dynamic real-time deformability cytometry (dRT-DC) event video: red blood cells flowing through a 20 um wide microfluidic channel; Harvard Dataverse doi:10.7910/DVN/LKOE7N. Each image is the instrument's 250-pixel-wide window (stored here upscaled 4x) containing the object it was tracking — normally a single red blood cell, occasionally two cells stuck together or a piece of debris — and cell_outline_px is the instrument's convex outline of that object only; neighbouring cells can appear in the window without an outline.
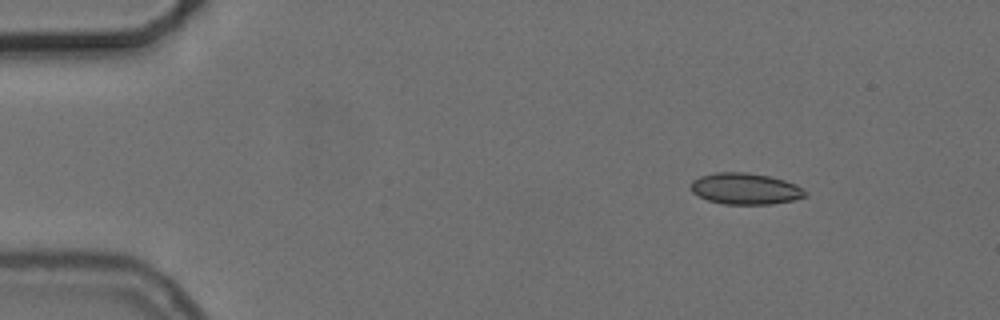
{"species": "common noctule bat (a hibernating species)", "species_latin": "Nyctalus noctula", "temperature_condition": "cold", "stored_images_in_passage": 7, "camera_frame_rate_fps": 3000, "um_per_image_px": 0.085, "animal": {"sex": "female", "body_mass_g": 24.6, "forearm_length_mm": 56.2}, "frame": {"image": 1, "passage_image": 1, "time_ms": 0.0, "image_size_px": [1000, 320], "cell_outline_px": [[808, 196], [796, 200], [772, 204], [724, 204], [708, 200], [692, 192], [692, 180], [700, 176], [716, 172], [744, 172], [768, 176], [784, 180], [796, 184], [808, 192]], "centroid_in_image_um": [63.4, 16.05], "position_along_channel_um": 21.6, "area_um2": 20.92}}
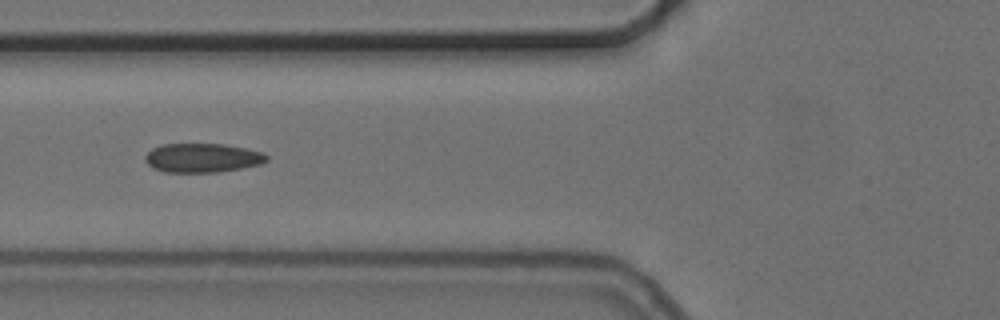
{"frame": {"image": 2, "passage_image": 5, "time_ms": 4.667, "image_size_px": [1000, 320], "cell_outline_px": [[268, 160], [260, 164], [240, 168], [216, 172], [164, 172], [152, 168], [144, 160], [144, 156], [152, 148], [164, 144], [224, 144], [264, 152], [268, 156]], "centroid_in_image_um": [17.18, 13.42], "position_along_channel_um": 108.6, "area_um2": 20.58}}
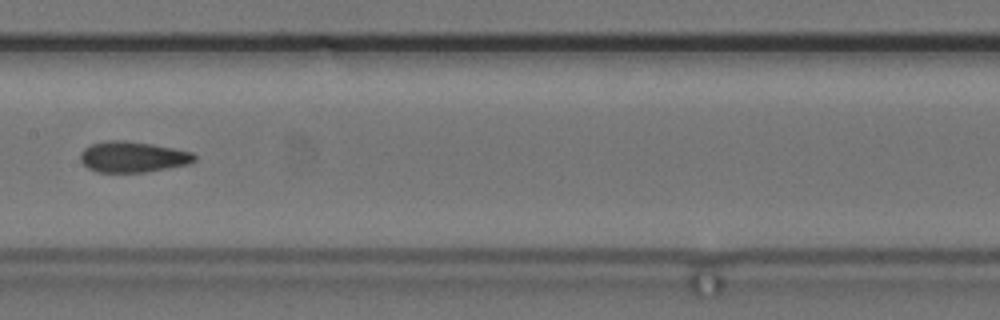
{"frame": {"image": 3, "passage_image": 7, "time_ms": 7.0, "image_size_px": [1000, 320], "cell_outline_px": [[196, 160], [188, 164], [144, 172], [96, 172], [88, 168], [80, 160], [80, 152], [84, 148], [92, 144], [108, 140], [124, 140], [152, 144], [192, 152], [196, 156]], "centroid_in_image_um": [11.26, 13.33], "position_along_channel_um": 196.1, "area_um2": 20.4}}